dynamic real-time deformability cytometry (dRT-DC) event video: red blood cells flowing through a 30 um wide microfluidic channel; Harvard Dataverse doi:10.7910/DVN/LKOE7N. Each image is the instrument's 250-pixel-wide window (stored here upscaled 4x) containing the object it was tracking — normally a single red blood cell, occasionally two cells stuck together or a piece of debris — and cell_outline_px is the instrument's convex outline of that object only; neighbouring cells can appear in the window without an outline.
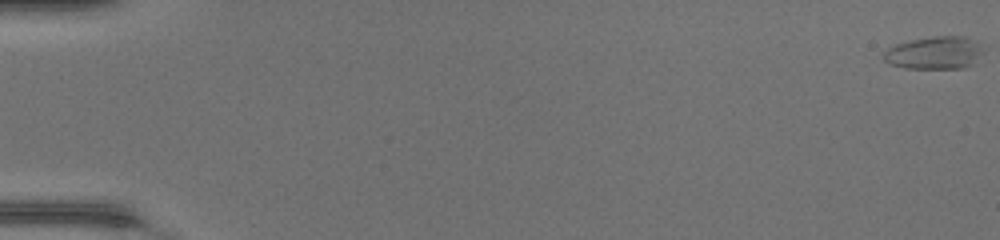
{"species": "common noctule bat (a hibernating species)", "species_latin": "Nyctalus noctula", "temperature_condition": "warm", "stored_images_in_passage": 50, "camera_frame_rate_fps": 3000, "um_per_image_px": 0.085, "animal": {"sex": "female", "body_mass_g": 17.0, "forearm_length_mm": 48.0}, "frame": {"image": 1, "passage_image": 1, "time_ms": 0.0, "image_size_px": [1000, 240], "cell_outline_px": [[984, 52], [964, 68], [904, 68], [888, 64], [884, 60], [884, 52], [888, 48], [896, 44], [912, 40], [932, 36], [968, 36], [976, 40]], "centroid_in_image_um": [79.42, 4.48], "position_along_channel_um": 5.6, "area_um2": 18.9}}
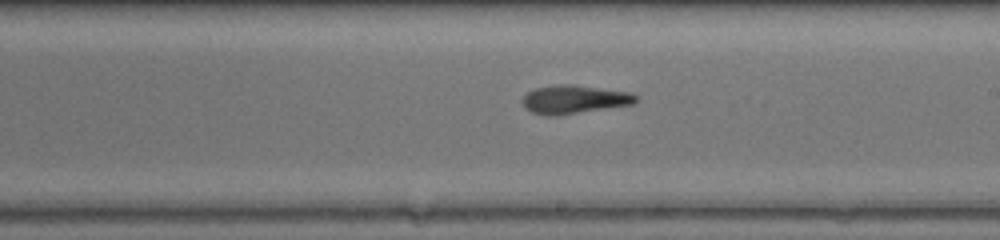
{"frame": {"image": 2, "passage_image": 31, "time_ms": 10.0, "image_size_px": [1000, 240], "cell_outline_px": [[640, 96], [636, 104], [576, 112], [532, 112], [524, 108], [524, 96], [528, 92], [536, 88], [556, 84], [572, 84], [632, 92]], "centroid_in_image_um": [48.95, 8.38], "position_along_channel_um": 240.1, "area_um2": 18.03}}
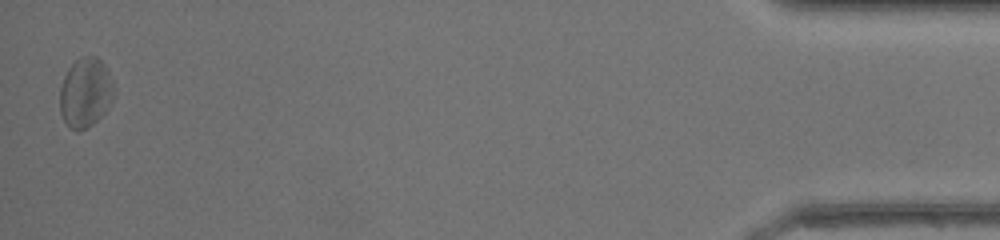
{"frame": {"image": 3, "passage_image": 50, "time_ms": 16.333, "image_size_px": [1000, 240], "cell_outline_px": [[116, 88], [112, 100], [108, 108], [88, 128], [68, 128], [64, 124], [60, 112], [60, 88], [64, 76], [68, 68], [80, 56], [96, 56], [104, 64]], "centroid_in_image_um": [7.26, 7.86], "position_along_channel_um": 427.9, "area_um2": 21.96}, "authors_computed_cell_mechanics": {"area_um2": 19.2185, "velocity_mm_per_s": 4.3552, "shape_relaxation_time_tau1_ms": null, "shape_relaxation_time_tau2_ms": 6.2804, "deformation_change_tau1": null, "deformation_change_tau2": 0.1867}}